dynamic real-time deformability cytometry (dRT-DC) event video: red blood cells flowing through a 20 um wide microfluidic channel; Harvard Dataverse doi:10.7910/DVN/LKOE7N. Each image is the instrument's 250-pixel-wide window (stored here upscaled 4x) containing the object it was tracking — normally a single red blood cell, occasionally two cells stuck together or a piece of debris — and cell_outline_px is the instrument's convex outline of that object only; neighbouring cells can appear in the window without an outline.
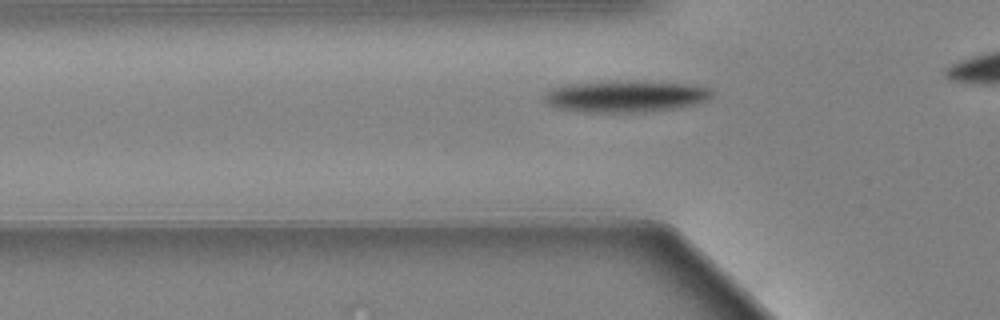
{"species": "Egyptian fruit bat (a non-hibernating species)", "species_latin": "Rousettus aegyptiacus", "temperature_condition": "warm", "stored_images_in_passage": 39, "camera_frame_rate_fps": 3000, "um_per_image_px": 0.085, "animal": {"sex": "female"}, "frame": {"image": 1, "passage_image": 10, "time_ms": 3.0, "image_size_px": [1000, 320], "cell_outline_px": [[712, 96], [708, 100], [680, 108], [644, 112], [588, 112], [556, 108], [548, 104], [544, 100], [544, 92], [552, 88], [568, 84], [688, 84], [708, 88], [712, 92]], "centroid_in_image_um": [53.16, 8.26], "position_along_channel_um": 72.6, "area_um2": 29.3}}
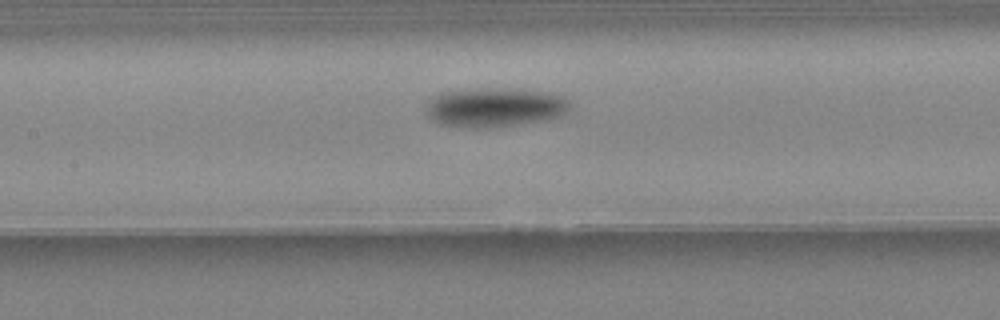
{"frame": {"image": 2, "passage_image": 18, "time_ms": 5.667, "image_size_px": [1000, 320], "cell_outline_px": [[572, 108], [568, 112], [560, 116], [544, 120], [488, 128], [464, 128], [444, 124], [432, 120], [428, 116], [428, 100], [432, 96], [444, 92], [496, 88], [544, 92], [564, 96], [572, 100]], "centroid_in_image_um": [42.12, 9.14], "position_along_channel_um": 165.3, "area_um2": 32.71}}
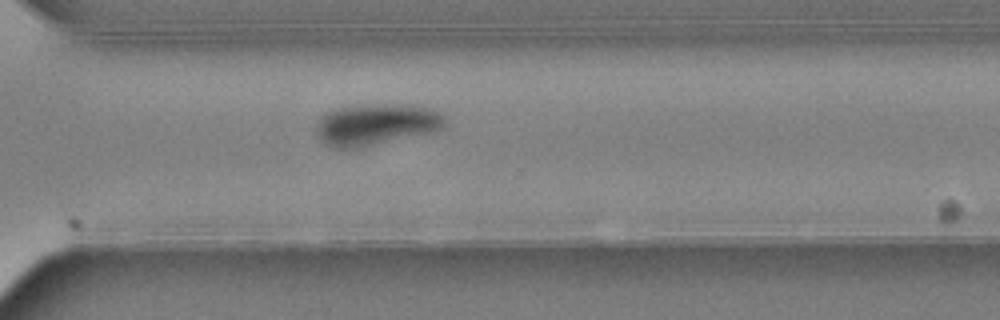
{"frame": {"image": 3, "passage_image": 33, "time_ms": 10.667, "image_size_px": [1000, 320], "cell_outline_px": [[448, 124], [444, 128], [436, 132], [356, 148], [336, 148], [324, 144], [320, 140], [316, 132], [316, 124], [320, 116], [332, 108], [372, 104], [420, 104], [440, 112], [444, 116]], "centroid_in_image_um": [32.01, 10.56], "position_along_channel_um": 338.6, "area_um2": 31.91}}